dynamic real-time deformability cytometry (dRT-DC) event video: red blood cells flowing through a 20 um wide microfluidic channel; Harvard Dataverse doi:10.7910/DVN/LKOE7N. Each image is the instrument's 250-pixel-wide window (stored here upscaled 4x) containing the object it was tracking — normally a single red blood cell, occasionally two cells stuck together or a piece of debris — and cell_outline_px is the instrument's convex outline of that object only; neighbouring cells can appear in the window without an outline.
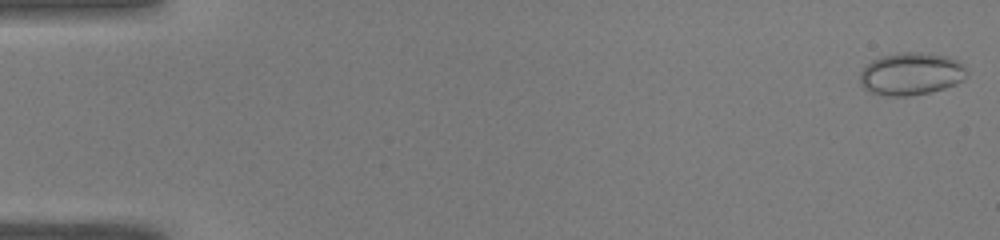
{"species": "common noctule bat (a hibernating species)", "species_latin": "Nyctalus noctula", "temperature_condition": "warm", "stored_images_in_passage": 50, "camera_frame_rate_fps": 3000, "um_per_image_px": 0.085, "animal": {"sex": "male", "body_mass_g": 19.0, "forearm_length_mm": 50.8}, "frame": {"image": 1, "passage_image": 1, "time_ms": 0.0, "image_size_px": [1000, 240], "cell_outline_px": [[968, 72], [964, 80], [956, 84], [944, 88], [928, 92], [908, 96], [884, 96], [872, 92], [864, 88], [860, 84], [860, 72], [872, 60], [880, 56], [904, 52], [920, 52], [948, 56], [964, 64]], "centroid_in_image_um": [77.46, 6.27], "position_along_channel_um": 7.5, "area_um2": 26.59}}
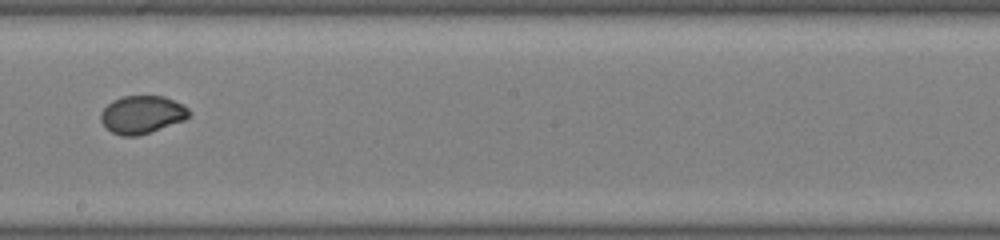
{"frame": {"image": 2, "passage_image": 29, "time_ms": 9.333, "image_size_px": [1000, 240], "cell_outline_px": [[192, 112], [184, 120], [136, 136], [120, 136], [112, 132], [100, 120], [100, 112], [112, 100], [124, 96], [164, 96], [188, 108]], "centroid_in_image_um": [12.04, 9.73], "position_along_channel_um": 236.2, "area_um2": 19.19}}
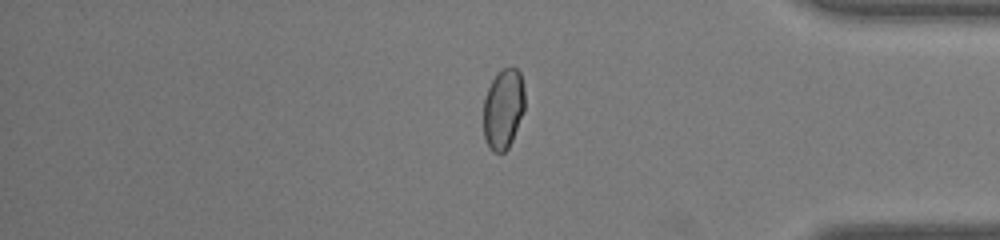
{"frame": {"image": 3, "passage_image": 42, "time_ms": 13.667, "image_size_px": [1000, 240], "cell_outline_px": [[524, 112], [512, 140], [508, 148], [504, 152], [492, 152], [488, 148], [484, 136], [484, 96], [492, 80], [504, 68], [516, 68], [520, 72], [524, 88]], "centroid_in_image_um": [42.78, 9.28], "position_along_channel_um": 392.4, "area_um2": 19.31}}